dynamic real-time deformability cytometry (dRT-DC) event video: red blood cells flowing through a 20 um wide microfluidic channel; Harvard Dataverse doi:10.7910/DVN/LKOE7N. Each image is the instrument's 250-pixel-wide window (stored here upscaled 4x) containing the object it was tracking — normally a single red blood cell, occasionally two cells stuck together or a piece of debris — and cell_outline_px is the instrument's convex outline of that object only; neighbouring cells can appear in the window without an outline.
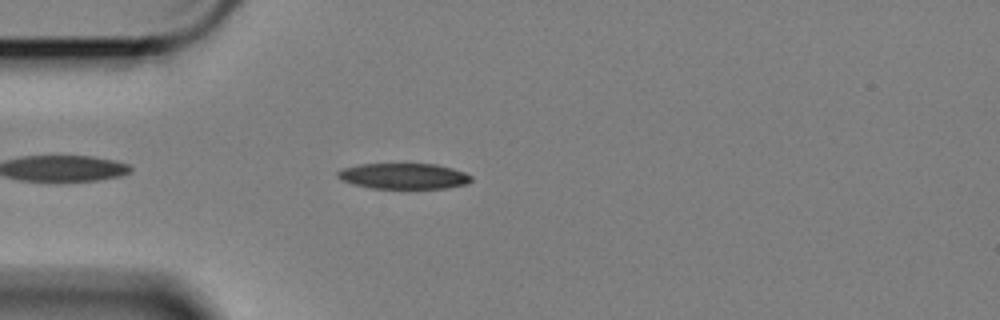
{"species": "Egyptian fruit bat (a non-hibernating species)", "species_latin": "Rousettus aegyptiacus", "temperature_condition": "cold", "stored_images_in_passage": 48, "camera_frame_rate_fps": 3000, "um_per_image_px": 0.085, "animal": {"sex": "female"}, "frame": {"image": 1, "passage_image": 5, "time_ms": 1.333, "image_size_px": [1000, 320], "cell_outline_px": [[472, 180], [468, 184], [448, 188], [372, 188], [356, 184], [344, 180], [336, 176], [336, 172], [344, 168], [360, 164], [436, 164], [452, 168], [464, 172], [472, 176]], "centroid_in_image_um": [34.37, 14.96], "position_along_channel_um": 50.6, "area_um2": 19.88}}
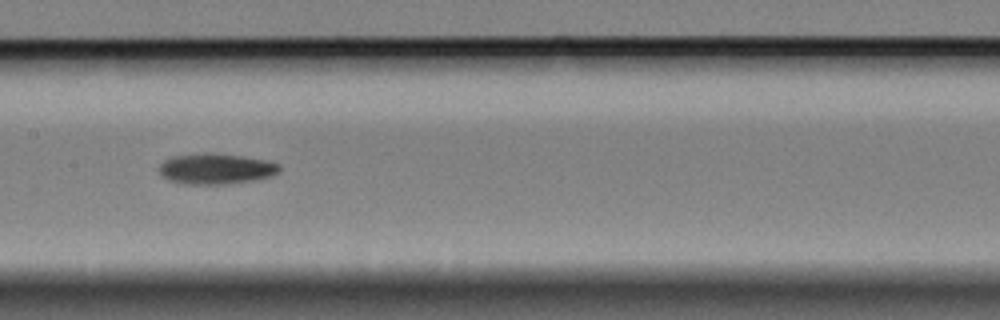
{"frame": {"image": 2, "passage_image": 18, "time_ms": 5.667, "image_size_px": [1000, 320], "cell_outline_px": [[280, 168], [272, 176], [260, 180], [228, 184], [184, 184], [168, 180], [160, 172], [160, 164], [164, 160], [172, 156], [208, 152], [240, 156], [264, 160], [280, 164]], "centroid_in_image_um": [18.36, 14.36], "position_along_channel_um": 189.0, "area_um2": 21.56}}
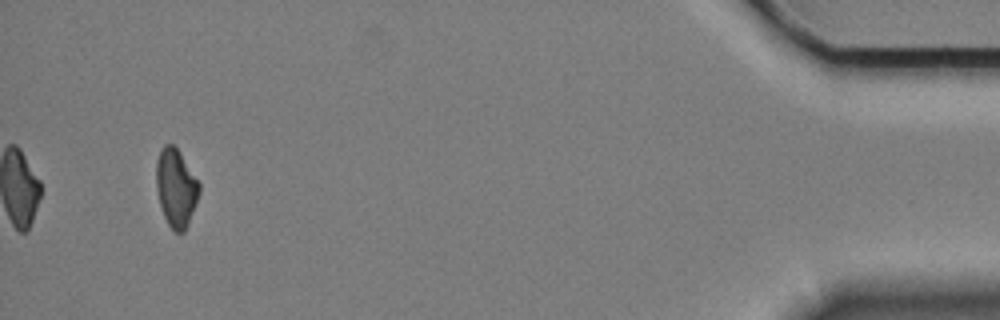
{"frame": {"image": 3, "passage_image": 45, "time_ms": 14.667, "image_size_px": [1000, 320], "cell_outline_px": [[200, 192], [188, 224], [184, 232], [176, 232], [168, 224], [164, 216], [160, 204], [156, 188], [156, 160], [160, 148], [164, 144], [172, 144], [180, 152], [200, 184]], "centroid_in_image_um": [14.95, 15.94], "position_along_channel_um": 420.3, "area_um2": 19.48}, "authors_computed_cell_mechanics": {"area_um2": 20.3167, "velocity_mm_per_s": 3.3955, "shape_relaxation_time_tau1_ms": 5.2934, "shape_relaxation_time_tau2_ms": null, "deformation_change_tau1": 0.1546, "deformation_change_tau2": null}}